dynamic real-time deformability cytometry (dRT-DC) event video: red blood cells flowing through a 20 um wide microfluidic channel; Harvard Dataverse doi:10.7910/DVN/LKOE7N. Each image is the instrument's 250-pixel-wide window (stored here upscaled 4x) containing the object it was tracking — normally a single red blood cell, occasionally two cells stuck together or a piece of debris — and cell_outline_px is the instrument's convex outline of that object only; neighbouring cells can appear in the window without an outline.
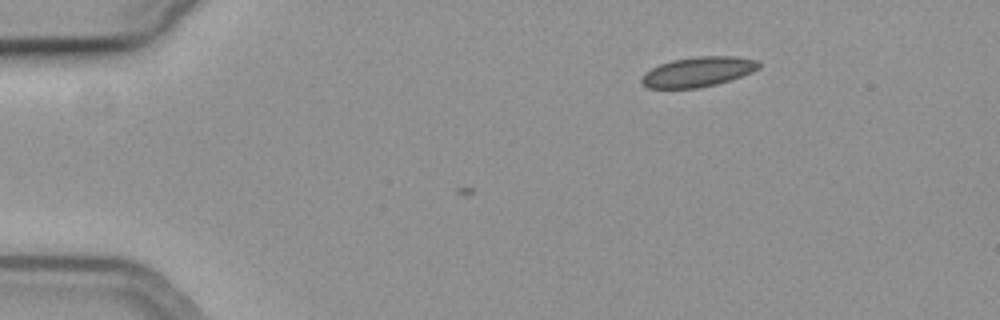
{"species": "common noctule bat (a hibernating species)", "species_latin": "Nyctalus noctula", "temperature_condition": "cold", "stored_images_in_passage": 4, "camera_frame_rate_fps": 3000, "um_per_image_px": 0.085, "animal": {"sex": "female", "body_mass_g": 19.3, "forearm_length_mm": 54.1}, "frame": {"image": 1, "passage_image": 4, "time_ms": 1.0, "image_size_px": [1000, 320], "cell_outline_px": [[760, 68], [752, 72], [716, 84], [700, 88], [648, 88], [640, 84], [640, 76], [644, 72], [660, 64], [672, 60], [696, 56], [736, 56], [760, 60]], "centroid_in_image_um": [59.31, 6.1], "position_along_channel_um": 25.7, "area_um2": 20.63}}